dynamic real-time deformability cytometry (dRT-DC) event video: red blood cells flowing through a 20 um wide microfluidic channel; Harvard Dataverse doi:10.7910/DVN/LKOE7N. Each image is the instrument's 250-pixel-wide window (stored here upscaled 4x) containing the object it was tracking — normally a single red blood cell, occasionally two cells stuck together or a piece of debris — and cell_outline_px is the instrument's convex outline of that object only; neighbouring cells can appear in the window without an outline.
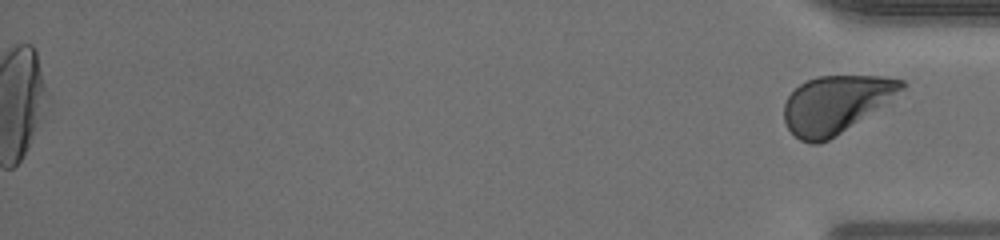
{"species": "human", "species_latin": "Homo sapiens", "temperature_condition": "warm", "stored_images_in_passage": 35, "segment_of_instrument_passage": [2, 2], "camera_frame_rate_fps": 3000, "um_per_image_px": 0.085, "donor": {"sex": "male"}, "frame": {"image": 1, "passage_image": 35, "time_ms": 11.333, "image_size_px": [1000, 240], "cell_outline_px": [[908, 84], [904, 88], [840, 132], [828, 140], [820, 144], [812, 144], [800, 140], [788, 128], [784, 120], [784, 104], [788, 96], [800, 84], [816, 76], [884, 76], [904, 80]], "centroid_in_image_um": [70.98, 8.84], "position_along_channel_um": 364.2, "area_um2": 38.26}}